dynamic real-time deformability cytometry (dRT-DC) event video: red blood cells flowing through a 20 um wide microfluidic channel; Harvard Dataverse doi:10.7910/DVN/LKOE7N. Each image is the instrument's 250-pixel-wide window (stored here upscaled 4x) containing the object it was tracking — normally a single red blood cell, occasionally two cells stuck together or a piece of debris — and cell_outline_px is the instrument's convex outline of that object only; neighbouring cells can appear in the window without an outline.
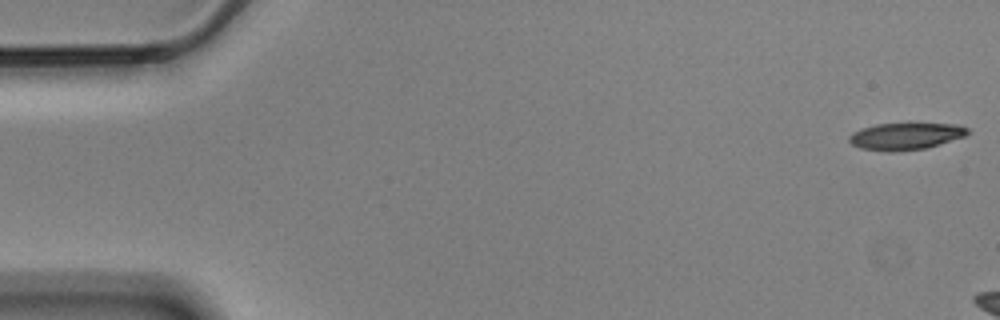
{"species": "Egyptian fruit bat (a non-hibernating species)", "species_latin": "Rousettus aegyptiacus", "temperature_condition": "cold", "stored_images_in_passage": 7, "camera_frame_rate_fps": 3000, "um_per_image_px": 0.085, "animal": {"sex": "male"}, "frame": {"image": 1, "passage_image": 1, "time_ms": 0.0, "image_size_px": [1000, 320], "cell_outline_px": [[968, 132], [964, 136], [924, 148], [888, 152], [860, 148], [852, 144], [848, 140], [848, 136], [852, 132], [876, 124], [908, 120], [956, 124], [968, 128]], "centroid_in_image_um": [76.96, 11.51], "position_along_channel_um": 8.0, "area_um2": 19.31}}